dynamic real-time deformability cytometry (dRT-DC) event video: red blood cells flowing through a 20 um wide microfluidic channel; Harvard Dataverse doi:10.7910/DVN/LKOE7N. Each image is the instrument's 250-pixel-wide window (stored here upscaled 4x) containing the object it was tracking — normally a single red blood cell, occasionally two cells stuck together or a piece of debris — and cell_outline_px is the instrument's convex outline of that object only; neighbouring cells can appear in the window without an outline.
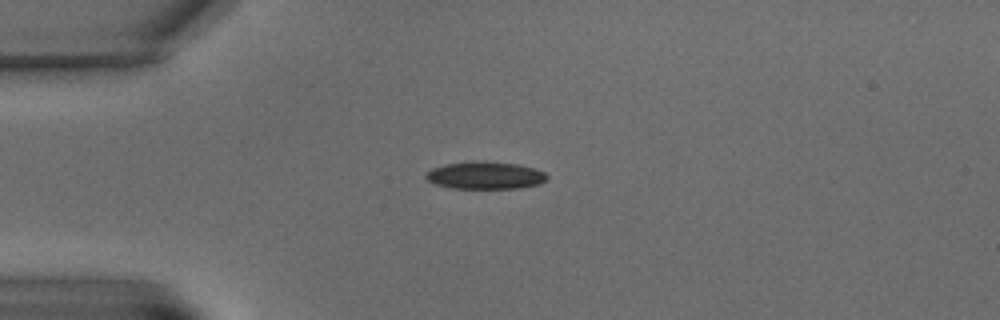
{"species": "common noctule bat (a hibernating species)", "species_latin": "Nyctalus noctula", "temperature_condition": "warm", "stored_images_in_passage": 2, "camera_frame_rate_fps": 3000, "um_per_image_px": 0.085, "animal": {"sex": "male", "body_mass_g": 15.6}, "frame": {"image": 1, "passage_image": 1, "time_ms": 0.0, "image_size_px": [1000, 320], "cell_outline_px": [[548, 180], [540, 184], [520, 188], [452, 188], [436, 184], [428, 180], [424, 176], [432, 168], [444, 164], [472, 160], [484, 160], [516, 164], [532, 168], [544, 172], [548, 176]], "centroid_in_image_um": [41.25, 14.89], "position_along_channel_um": 43.8, "area_um2": 19.54}}